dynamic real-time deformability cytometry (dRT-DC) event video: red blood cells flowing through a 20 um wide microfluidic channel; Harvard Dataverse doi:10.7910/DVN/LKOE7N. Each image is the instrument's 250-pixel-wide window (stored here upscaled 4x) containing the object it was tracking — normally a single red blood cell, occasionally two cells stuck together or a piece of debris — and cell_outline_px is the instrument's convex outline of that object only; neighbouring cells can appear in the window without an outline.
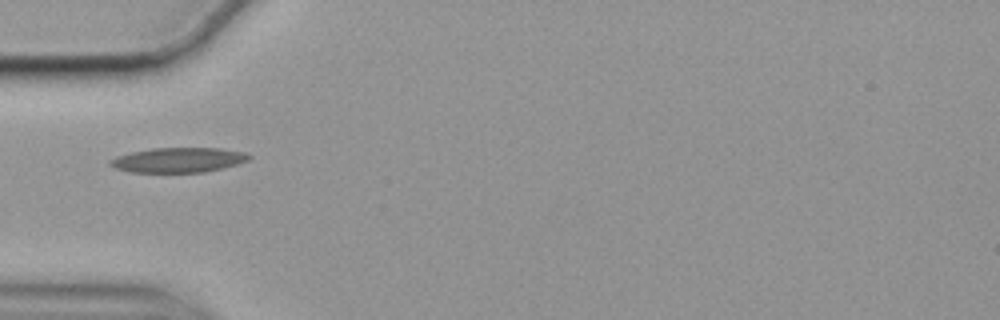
{"species": "common noctule bat (a hibernating species)", "species_latin": "Nyctalus noctula", "temperature_condition": "cold", "stored_images_in_passage": 40, "camera_frame_rate_fps": 3000, "um_per_image_px": 0.085, "animal": {"sex": "female", "body_mass_g": 19.9}, "frame": {"image": 1, "passage_image": 1, "time_ms": 0.0, "image_size_px": [1000, 320], "cell_outline_px": [[252, 156], [248, 160], [236, 164], [204, 172], [132, 172], [116, 168], [108, 164], [108, 160], [116, 156], [132, 152], [152, 148], [220, 148], [248, 152]], "centroid_in_image_um": [15.16, 13.59], "position_along_channel_um": 69.8, "area_um2": 20.06}}
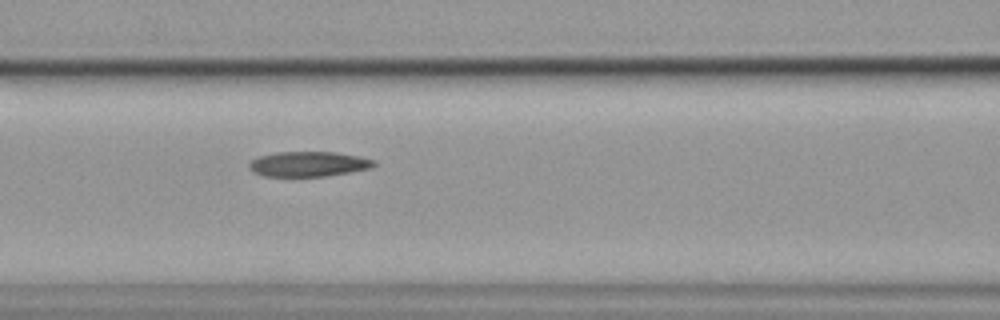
{"frame": {"image": 2, "passage_image": 7, "time_ms": 2.0, "image_size_px": [1000, 320], "cell_outline_px": [[376, 164], [372, 168], [328, 176], [264, 176], [252, 172], [248, 168], [248, 164], [252, 160], [260, 156], [276, 152], [332, 152], [360, 156], [376, 160]], "centroid_in_image_um": [26.23, 13.94], "position_along_channel_um": 140.4, "area_um2": 18.32}}
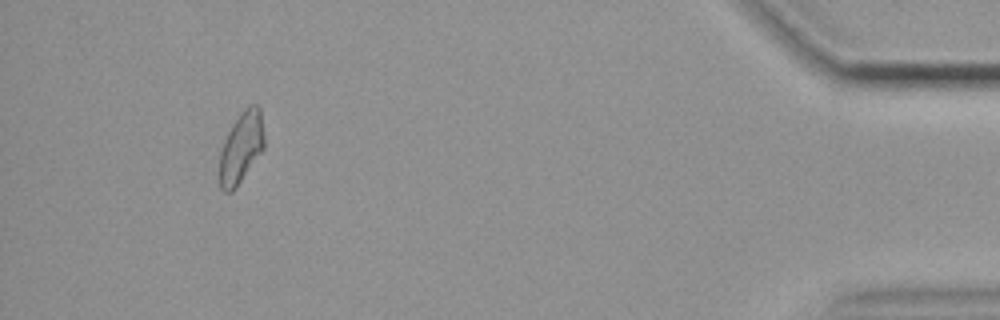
{"frame": {"image": 3, "passage_image": 36, "time_ms": 11.667, "image_size_px": [1000, 320], "cell_outline_px": [[264, 148], [236, 188], [232, 192], [224, 192], [220, 188], [220, 152], [224, 140], [232, 124], [240, 112], [248, 104], [256, 104], [260, 108], [264, 136]], "centroid_in_image_um": [20.5, 12.52], "position_along_channel_um": 414.7, "area_um2": 18.55}, "authors_computed_cell_mechanics": {"area_um2": 18.5827, "velocity_mm_per_s": 3.5167, "shape_relaxation_time_tau1_ms": 5.4398, "shape_relaxation_time_tau2_ms": 2.8691, "deformation_change_tau1": 0.1318, "deformation_change_tau2": 0.0924}}